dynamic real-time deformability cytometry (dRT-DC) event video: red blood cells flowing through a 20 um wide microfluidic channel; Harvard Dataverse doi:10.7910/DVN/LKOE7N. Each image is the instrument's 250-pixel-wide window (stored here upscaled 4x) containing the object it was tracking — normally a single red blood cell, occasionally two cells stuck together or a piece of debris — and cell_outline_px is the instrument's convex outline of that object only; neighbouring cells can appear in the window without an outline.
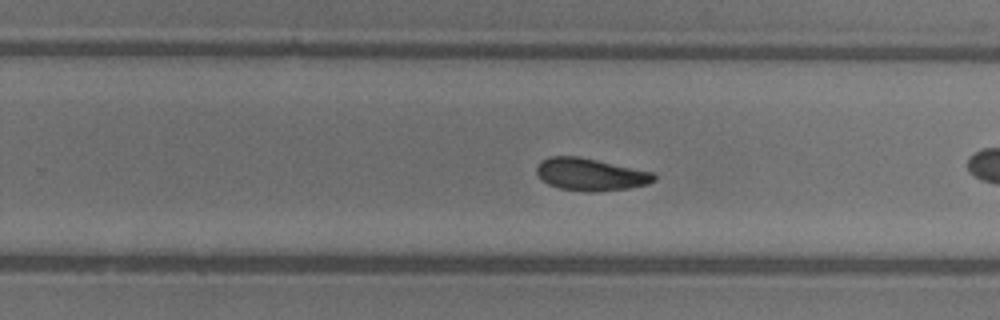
{"species": "common noctule bat (a hibernating species)", "species_latin": "Nyctalus noctula", "temperature_condition": "warm", "stored_images_in_passage": 43, "camera_frame_rate_fps": 3000, "um_per_image_px": 0.085, "animal": {"sex": "female"}, "frame": {"image": 1, "passage_image": 25, "time_ms": 8.0, "image_size_px": [1000, 320], "cell_outline_px": [[656, 180], [648, 184], [628, 188], [596, 192], [588, 192], [560, 188], [548, 184], [536, 172], [536, 164], [540, 160], [548, 156], [580, 156], [656, 172]], "centroid_in_image_um": [50.22, 14.81], "position_along_channel_um": 279.6, "area_um2": 22.48}}
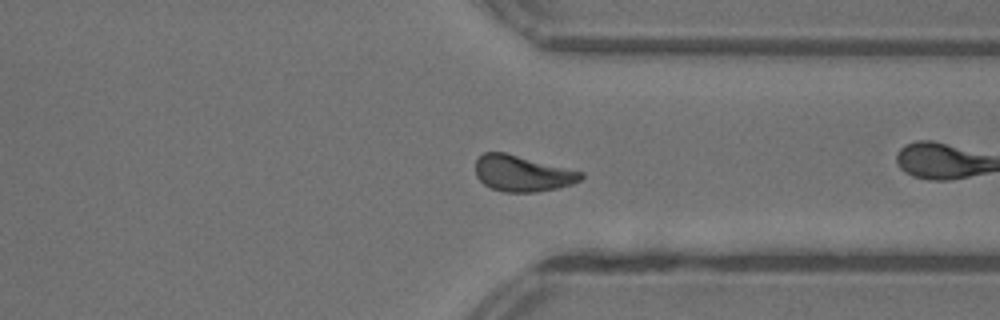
{"frame": {"image": 2, "passage_image": 31, "time_ms": 10.0, "image_size_px": [1000, 320], "cell_outline_px": [[584, 176], [580, 180], [572, 184], [556, 188], [536, 192], [504, 192], [492, 188], [484, 184], [476, 176], [476, 160], [484, 152], [504, 152], [584, 172]], "centroid_in_image_um": [44.4, 14.74], "position_along_channel_um": 367.0, "area_um2": 22.02}}
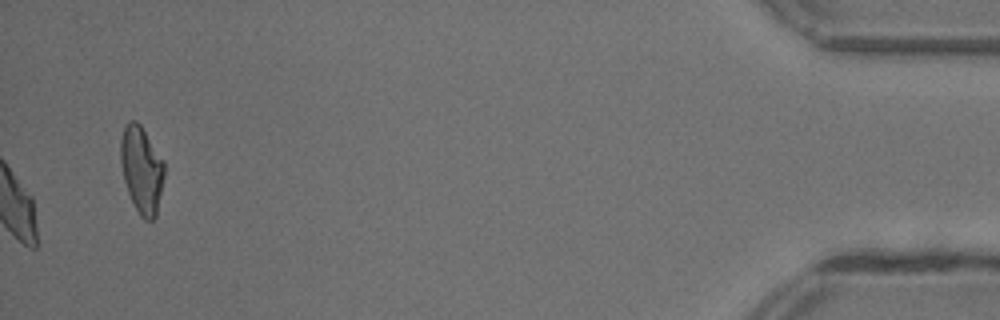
{"frame": {"image": 3, "passage_image": 43, "time_ms": 14.0, "image_size_px": [1000, 320], "cell_outline_px": [[164, 176], [156, 216], [152, 220], [144, 220], [140, 216], [128, 192], [124, 180], [120, 164], [120, 140], [124, 128], [128, 120], [136, 120], [140, 124], [164, 160]], "centroid_in_image_um": [12.03, 14.4], "position_along_channel_um": 423.2, "area_um2": 22.14}, "authors_computed_cell_mechanics": {"area_um2": 22.4264, "velocity_mm_per_s": 4.3833, "shape_relaxation_time_tau1_ms": 3.5443, "shape_relaxation_time_tau2_ms": 2.7913, "deformation_change_tau1": 0.1515, "deformation_change_tau2": 0.0901}}